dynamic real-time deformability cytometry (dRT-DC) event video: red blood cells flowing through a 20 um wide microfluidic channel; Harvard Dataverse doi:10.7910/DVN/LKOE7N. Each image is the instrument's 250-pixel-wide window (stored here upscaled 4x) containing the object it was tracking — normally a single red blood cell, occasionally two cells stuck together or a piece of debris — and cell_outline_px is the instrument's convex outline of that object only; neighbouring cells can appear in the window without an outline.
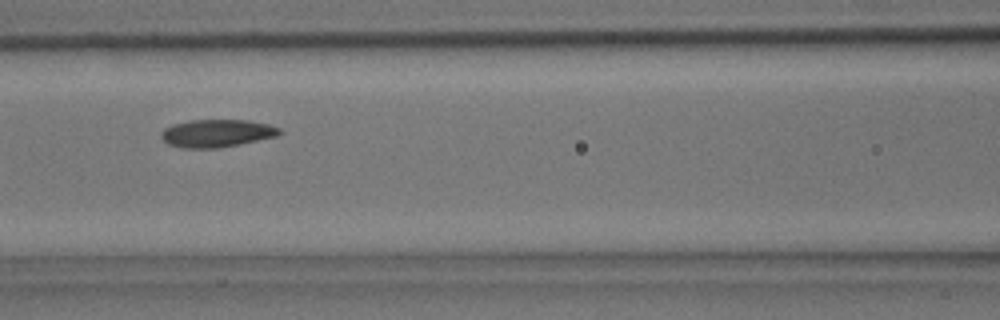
{"species": "common noctule bat (a hibernating species)", "species_latin": "Nyctalus noctula", "temperature_condition": "room temperature", "stored_images_in_passage": 5, "camera_frame_rate_fps": 3000, "um_per_image_px": 0.085, "animal": {"sex": "male", "body_mass_g": 15.6}, "frame": {"image": 1, "passage_image": 4, "time_ms": 1.0, "image_size_px": [1000, 320], "cell_outline_px": [[284, 132], [276, 136], [240, 144], [216, 148], [180, 148], [168, 144], [160, 136], [160, 132], [164, 128], [172, 124], [192, 120], [248, 120], [268, 124], [280, 128]], "centroid_in_image_um": [18.41, 11.32], "position_along_channel_um": 148.2, "area_um2": 19.19}}